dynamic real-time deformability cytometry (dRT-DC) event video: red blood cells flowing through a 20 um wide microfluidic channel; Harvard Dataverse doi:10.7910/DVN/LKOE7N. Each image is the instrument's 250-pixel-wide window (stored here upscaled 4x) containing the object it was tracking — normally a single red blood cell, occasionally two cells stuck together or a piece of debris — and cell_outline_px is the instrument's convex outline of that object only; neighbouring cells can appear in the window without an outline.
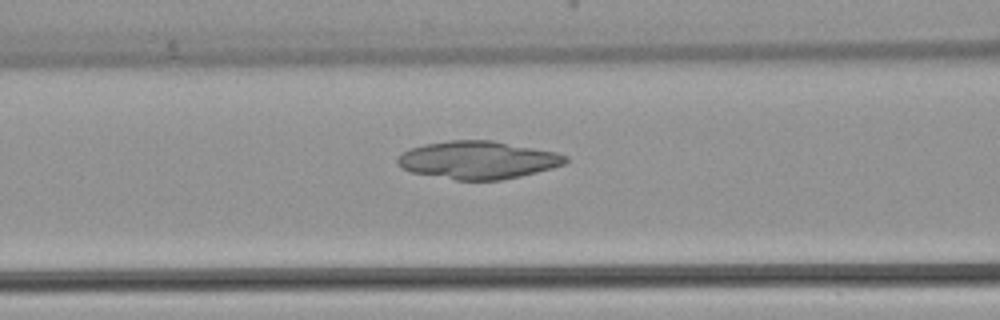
{"species": "common noctule bat (a hibernating species)", "species_latin": "Nyctalus noctula", "temperature_condition": "warm", "stored_images_in_passage": 35, "camera_frame_rate_fps": 3000, "um_per_image_px": 0.085, "animal": {"sex": "female", "body_mass_g": 22.7, "forearm_length_mm": 54.2}, "frame": {"image": 1, "passage_image": 9, "time_ms": 2.667, "image_size_px": [1000, 320], "cell_outline_px": [[568, 160], [564, 164], [552, 168], [520, 176], [500, 180], [456, 180], [412, 172], [400, 168], [396, 164], [396, 160], [404, 152], [412, 148], [424, 144], [448, 140], [492, 140], [556, 152], [568, 156]], "centroid_in_image_um": [40.62, 13.6], "position_along_channel_um": 126.0, "area_um2": 36.93}}
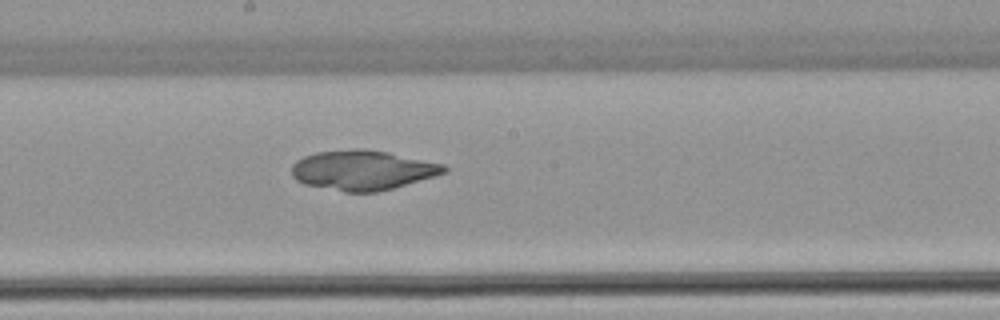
{"frame": {"image": 2, "passage_image": 15, "time_ms": 4.667, "image_size_px": [1000, 320], "cell_outline_px": [[448, 172], [436, 176], [392, 188], [376, 192], [344, 192], [304, 184], [296, 180], [292, 176], [292, 164], [296, 160], [304, 156], [316, 152], [356, 148], [364, 148], [388, 152], [444, 164], [448, 168]], "centroid_in_image_um": [30.82, 14.46], "position_along_channel_um": 217.4, "area_um2": 35.49}}
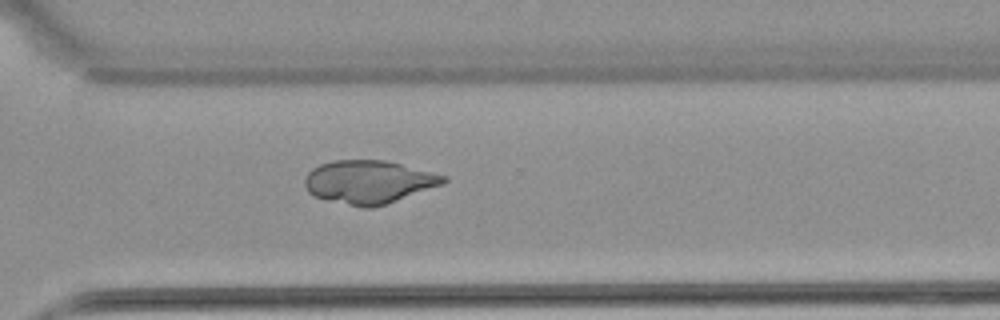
{"frame": {"image": 3, "passage_image": 23, "time_ms": 7.333, "image_size_px": [1000, 320], "cell_outline_px": [[448, 180], [444, 184], [372, 208], [364, 208], [328, 200], [312, 196], [308, 192], [304, 184], [304, 180], [308, 172], [312, 168], [320, 164], [332, 160], [384, 160], [448, 176]], "centroid_in_image_um": [31.32, 15.46], "position_along_channel_um": 339.3, "area_um2": 34.8}}